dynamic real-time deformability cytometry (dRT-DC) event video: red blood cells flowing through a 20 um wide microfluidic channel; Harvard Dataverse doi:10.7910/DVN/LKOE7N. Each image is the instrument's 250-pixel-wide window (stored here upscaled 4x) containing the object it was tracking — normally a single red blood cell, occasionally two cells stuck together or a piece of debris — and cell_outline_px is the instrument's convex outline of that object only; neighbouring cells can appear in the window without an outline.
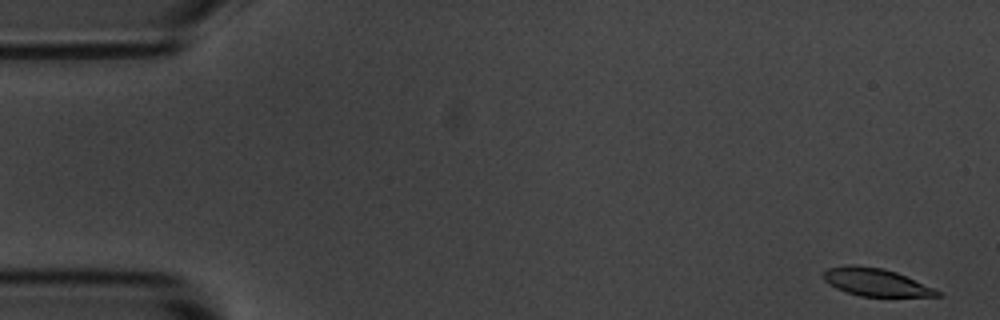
{"species": "common noctule bat (a hibernating species)", "species_latin": "Nyctalus noctula", "temperature_condition": "room temperature", "stored_images_in_passage": 5, "camera_frame_rate_fps": 3000, "um_per_image_px": 0.085, "animal": {"sex": "male", "body_mass_g": 20.1, "forearm_length_mm": 53.5}, "frame": {"image": 1, "passage_image": 1, "time_ms": 0.0, "image_size_px": [1000, 320], "cell_outline_px": [[940, 296], [860, 296], [836, 288], [828, 284], [820, 276], [828, 268], [848, 264], [880, 268], [896, 272], [932, 288], [940, 292]], "centroid_in_image_um": [74.35, 23.98], "position_along_channel_um": 10.7, "area_um2": 17.98}}
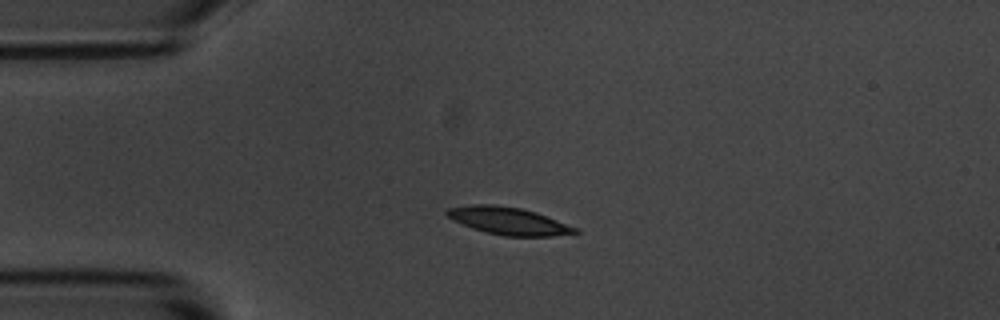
{"frame": {"image": 2, "passage_image": 4, "time_ms": 3.667, "image_size_px": [1000, 320], "cell_outline_px": [[580, 232], [552, 236], [504, 236], [484, 232], [472, 228], [452, 220], [444, 212], [448, 208], [472, 204], [492, 204], [520, 208], [536, 212], [580, 228]], "centroid_in_image_um": [43.23, 18.78], "position_along_channel_um": 41.8, "area_um2": 20.63}}